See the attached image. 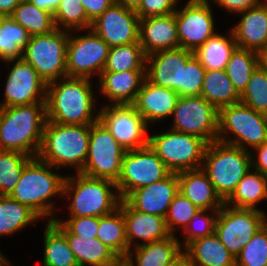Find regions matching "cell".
Segmentation results:
<instances>
[{
  "label": "cell",
  "instance_id": "d6a6232c",
  "mask_svg": "<svg viewBox=\"0 0 267 266\" xmlns=\"http://www.w3.org/2000/svg\"><path fill=\"white\" fill-rule=\"evenodd\" d=\"M200 96L218 110L240 102V94L234 88L225 70H206Z\"/></svg>",
  "mask_w": 267,
  "mask_h": 266
},
{
  "label": "cell",
  "instance_id": "b9f144b4",
  "mask_svg": "<svg viewBox=\"0 0 267 266\" xmlns=\"http://www.w3.org/2000/svg\"><path fill=\"white\" fill-rule=\"evenodd\" d=\"M240 102L267 115V70L259 65L253 71Z\"/></svg>",
  "mask_w": 267,
  "mask_h": 266
},
{
  "label": "cell",
  "instance_id": "f35d334b",
  "mask_svg": "<svg viewBox=\"0 0 267 266\" xmlns=\"http://www.w3.org/2000/svg\"><path fill=\"white\" fill-rule=\"evenodd\" d=\"M258 65V54L255 51L237 47L231 54L225 71L240 95L246 89Z\"/></svg>",
  "mask_w": 267,
  "mask_h": 266
},
{
  "label": "cell",
  "instance_id": "44dd1931",
  "mask_svg": "<svg viewBox=\"0 0 267 266\" xmlns=\"http://www.w3.org/2000/svg\"><path fill=\"white\" fill-rule=\"evenodd\" d=\"M122 212L129 250L133 245L135 248L141 244L164 240L171 236L166 220L162 216L137 211L125 199H122ZM137 239L143 240V243H139Z\"/></svg>",
  "mask_w": 267,
  "mask_h": 266
},
{
  "label": "cell",
  "instance_id": "52a82bcc",
  "mask_svg": "<svg viewBox=\"0 0 267 266\" xmlns=\"http://www.w3.org/2000/svg\"><path fill=\"white\" fill-rule=\"evenodd\" d=\"M230 134L235 138L230 139L227 136ZM217 140L244 150L250 147L252 150L267 142V115L257 112L241 102L221 107L218 117Z\"/></svg>",
  "mask_w": 267,
  "mask_h": 266
},
{
  "label": "cell",
  "instance_id": "9c48e42d",
  "mask_svg": "<svg viewBox=\"0 0 267 266\" xmlns=\"http://www.w3.org/2000/svg\"><path fill=\"white\" fill-rule=\"evenodd\" d=\"M148 137V145L171 172L202 168L208 143L200 137L171 129Z\"/></svg>",
  "mask_w": 267,
  "mask_h": 266
},
{
  "label": "cell",
  "instance_id": "94428289",
  "mask_svg": "<svg viewBox=\"0 0 267 266\" xmlns=\"http://www.w3.org/2000/svg\"><path fill=\"white\" fill-rule=\"evenodd\" d=\"M0 60L6 62L1 53H0Z\"/></svg>",
  "mask_w": 267,
  "mask_h": 266
},
{
  "label": "cell",
  "instance_id": "ee69618b",
  "mask_svg": "<svg viewBox=\"0 0 267 266\" xmlns=\"http://www.w3.org/2000/svg\"><path fill=\"white\" fill-rule=\"evenodd\" d=\"M199 209L180 192L173 198L165 216L166 226L171 235L177 231L176 225L184 231L189 221Z\"/></svg>",
  "mask_w": 267,
  "mask_h": 266
},
{
  "label": "cell",
  "instance_id": "2e32d148",
  "mask_svg": "<svg viewBox=\"0 0 267 266\" xmlns=\"http://www.w3.org/2000/svg\"><path fill=\"white\" fill-rule=\"evenodd\" d=\"M11 63L0 107L46 103L47 84L38 72L23 58L6 61L8 67Z\"/></svg>",
  "mask_w": 267,
  "mask_h": 266
},
{
  "label": "cell",
  "instance_id": "7dc6e473",
  "mask_svg": "<svg viewBox=\"0 0 267 266\" xmlns=\"http://www.w3.org/2000/svg\"><path fill=\"white\" fill-rule=\"evenodd\" d=\"M53 223H62L73 235L86 237L88 239L97 238L99 231V217H69L68 220L56 218Z\"/></svg>",
  "mask_w": 267,
  "mask_h": 266
},
{
  "label": "cell",
  "instance_id": "5b68a950",
  "mask_svg": "<svg viewBox=\"0 0 267 266\" xmlns=\"http://www.w3.org/2000/svg\"><path fill=\"white\" fill-rule=\"evenodd\" d=\"M64 196L66 199L70 197L68 204L70 217H101L117 209L121 201L116 183L82 173L66 176L63 186Z\"/></svg>",
  "mask_w": 267,
  "mask_h": 266
},
{
  "label": "cell",
  "instance_id": "cb8c5ba5",
  "mask_svg": "<svg viewBox=\"0 0 267 266\" xmlns=\"http://www.w3.org/2000/svg\"><path fill=\"white\" fill-rule=\"evenodd\" d=\"M262 1L239 13L242 18L231 29L237 47L258 53L267 45V2Z\"/></svg>",
  "mask_w": 267,
  "mask_h": 266
},
{
  "label": "cell",
  "instance_id": "8d00e7d4",
  "mask_svg": "<svg viewBox=\"0 0 267 266\" xmlns=\"http://www.w3.org/2000/svg\"><path fill=\"white\" fill-rule=\"evenodd\" d=\"M12 18L24 27L31 36L47 34L56 29L53 14L22 0L11 14Z\"/></svg>",
  "mask_w": 267,
  "mask_h": 266
},
{
  "label": "cell",
  "instance_id": "6f0895ef",
  "mask_svg": "<svg viewBox=\"0 0 267 266\" xmlns=\"http://www.w3.org/2000/svg\"><path fill=\"white\" fill-rule=\"evenodd\" d=\"M257 54L259 66L267 70V45Z\"/></svg>",
  "mask_w": 267,
  "mask_h": 266
},
{
  "label": "cell",
  "instance_id": "6da1fadb",
  "mask_svg": "<svg viewBox=\"0 0 267 266\" xmlns=\"http://www.w3.org/2000/svg\"><path fill=\"white\" fill-rule=\"evenodd\" d=\"M60 80V81H59ZM91 79L63 77L47 84V121L91 125L99 120Z\"/></svg>",
  "mask_w": 267,
  "mask_h": 266
},
{
  "label": "cell",
  "instance_id": "db71d44e",
  "mask_svg": "<svg viewBox=\"0 0 267 266\" xmlns=\"http://www.w3.org/2000/svg\"><path fill=\"white\" fill-rule=\"evenodd\" d=\"M22 0H0V16L11 15Z\"/></svg>",
  "mask_w": 267,
  "mask_h": 266
},
{
  "label": "cell",
  "instance_id": "9f6ffc18",
  "mask_svg": "<svg viewBox=\"0 0 267 266\" xmlns=\"http://www.w3.org/2000/svg\"><path fill=\"white\" fill-rule=\"evenodd\" d=\"M167 266H192V265L186 254L183 252L176 260H174Z\"/></svg>",
  "mask_w": 267,
  "mask_h": 266
},
{
  "label": "cell",
  "instance_id": "1f68e13d",
  "mask_svg": "<svg viewBox=\"0 0 267 266\" xmlns=\"http://www.w3.org/2000/svg\"><path fill=\"white\" fill-rule=\"evenodd\" d=\"M97 239L124 260L129 247L126 239L125 220L122 212V199L119 207L113 212L99 217V231Z\"/></svg>",
  "mask_w": 267,
  "mask_h": 266
},
{
  "label": "cell",
  "instance_id": "e575fe53",
  "mask_svg": "<svg viewBox=\"0 0 267 266\" xmlns=\"http://www.w3.org/2000/svg\"><path fill=\"white\" fill-rule=\"evenodd\" d=\"M41 219L27 205L8 196H0V236L12 235Z\"/></svg>",
  "mask_w": 267,
  "mask_h": 266
},
{
  "label": "cell",
  "instance_id": "30bf717a",
  "mask_svg": "<svg viewBox=\"0 0 267 266\" xmlns=\"http://www.w3.org/2000/svg\"><path fill=\"white\" fill-rule=\"evenodd\" d=\"M263 210L223 204L215 221V234L236 258L242 248L267 223Z\"/></svg>",
  "mask_w": 267,
  "mask_h": 266
},
{
  "label": "cell",
  "instance_id": "816d5d0a",
  "mask_svg": "<svg viewBox=\"0 0 267 266\" xmlns=\"http://www.w3.org/2000/svg\"><path fill=\"white\" fill-rule=\"evenodd\" d=\"M252 151L256 152L257 155H253L252 152H250L251 169L257 170L262 175L267 176V142L254 147Z\"/></svg>",
  "mask_w": 267,
  "mask_h": 266
},
{
  "label": "cell",
  "instance_id": "11a10c76",
  "mask_svg": "<svg viewBox=\"0 0 267 266\" xmlns=\"http://www.w3.org/2000/svg\"><path fill=\"white\" fill-rule=\"evenodd\" d=\"M115 2L121 4L125 8L136 10L141 4L142 0H115Z\"/></svg>",
  "mask_w": 267,
  "mask_h": 266
},
{
  "label": "cell",
  "instance_id": "3957f363",
  "mask_svg": "<svg viewBox=\"0 0 267 266\" xmlns=\"http://www.w3.org/2000/svg\"><path fill=\"white\" fill-rule=\"evenodd\" d=\"M53 168L49 163L33 157L25 165L19 182L8 197L27 205L40 218L50 217L48 221L55 220L57 217L53 214L55 207L51 198L57 195L63 198L66 175L53 173Z\"/></svg>",
  "mask_w": 267,
  "mask_h": 266
},
{
  "label": "cell",
  "instance_id": "680465c9",
  "mask_svg": "<svg viewBox=\"0 0 267 266\" xmlns=\"http://www.w3.org/2000/svg\"><path fill=\"white\" fill-rule=\"evenodd\" d=\"M9 264L11 265L10 261L0 251V266H8Z\"/></svg>",
  "mask_w": 267,
  "mask_h": 266
},
{
  "label": "cell",
  "instance_id": "d590c367",
  "mask_svg": "<svg viewBox=\"0 0 267 266\" xmlns=\"http://www.w3.org/2000/svg\"><path fill=\"white\" fill-rule=\"evenodd\" d=\"M30 38L29 32L11 15L0 16V53L5 61L21 59Z\"/></svg>",
  "mask_w": 267,
  "mask_h": 266
},
{
  "label": "cell",
  "instance_id": "74e56055",
  "mask_svg": "<svg viewBox=\"0 0 267 266\" xmlns=\"http://www.w3.org/2000/svg\"><path fill=\"white\" fill-rule=\"evenodd\" d=\"M146 58L139 42L111 47L103 71L146 70Z\"/></svg>",
  "mask_w": 267,
  "mask_h": 266
},
{
  "label": "cell",
  "instance_id": "681fc988",
  "mask_svg": "<svg viewBox=\"0 0 267 266\" xmlns=\"http://www.w3.org/2000/svg\"><path fill=\"white\" fill-rule=\"evenodd\" d=\"M212 2L231 13L239 14L255 7L261 0H212Z\"/></svg>",
  "mask_w": 267,
  "mask_h": 266
},
{
  "label": "cell",
  "instance_id": "60d3db41",
  "mask_svg": "<svg viewBox=\"0 0 267 266\" xmlns=\"http://www.w3.org/2000/svg\"><path fill=\"white\" fill-rule=\"evenodd\" d=\"M53 17L56 28L69 32L90 29L92 25L81 0H61Z\"/></svg>",
  "mask_w": 267,
  "mask_h": 266
},
{
  "label": "cell",
  "instance_id": "f546056e",
  "mask_svg": "<svg viewBox=\"0 0 267 266\" xmlns=\"http://www.w3.org/2000/svg\"><path fill=\"white\" fill-rule=\"evenodd\" d=\"M267 201V176L257 170L249 171L238 182L235 190L224 204L237 208H253L261 201Z\"/></svg>",
  "mask_w": 267,
  "mask_h": 266
},
{
  "label": "cell",
  "instance_id": "8fae6325",
  "mask_svg": "<svg viewBox=\"0 0 267 266\" xmlns=\"http://www.w3.org/2000/svg\"><path fill=\"white\" fill-rule=\"evenodd\" d=\"M125 149L100 121L90 125L88 156L80 173L114 183L121 175Z\"/></svg>",
  "mask_w": 267,
  "mask_h": 266
},
{
  "label": "cell",
  "instance_id": "7402d4cb",
  "mask_svg": "<svg viewBox=\"0 0 267 266\" xmlns=\"http://www.w3.org/2000/svg\"><path fill=\"white\" fill-rule=\"evenodd\" d=\"M139 43L146 56L158 51L179 48L175 13L140 19Z\"/></svg>",
  "mask_w": 267,
  "mask_h": 266
},
{
  "label": "cell",
  "instance_id": "4dcf8cb0",
  "mask_svg": "<svg viewBox=\"0 0 267 266\" xmlns=\"http://www.w3.org/2000/svg\"><path fill=\"white\" fill-rule=\"evenodd\" d=\"M236 48L237 44L232 31L229 32V37L216 32L193 52L206 70H225Z\"/></svg>",
  "mask_w": 267,
  "mask_h": 266
},
{
  "label": "cell",
  "instance_id": "7a4b0ae2",
  "mask_svg": "<svg viewBox=\"0 0 267 266\" xmlns=\"http://www.w3.org/2000/svg\"><path fill=\"white\" fill-rule=\"evenodd\" d=\"M46 121V103L0 107V150L37 157Z\"/></svg>",
  "mask_w": 267,
  "mask_h": 266
},
{
  "label": "cell",
  "instance_id": "f6af8a7d",
  "mask_svg": "<svg viewBox=\"0 0 267 266\" xmlns=\"http://www.w3.org/2000/svg\"><path fill=\"white\" fill-rule=\"evenodd\" d=\"M219 210H212V215L208 214L207 210L199 209L192 219L189 221L188 226L183 231L185 239L180 242L183 248L193 241L194 239L212 235L215 231V221ZM207 213V214H206ZM193 226V227H192Z\"/></svg>",
  "mask_w": 267,
  "mask_h": 266
},
{
  "label": "cell",
  "instance_id": "83f0119b",
  "mask_svg": "<svg viewBox=\"0 0 267 266\" xmlns=\"http://www.w3.org/2000/svg\"><path fill=\"white\" fill-rule=\"evenodd\" d=\"M132 249L134 250L130 249L124 259L129 266H167L183 253V247L176 234Z\"/></svg>",
  "mask_w": 267,
  "mask_h": 266
},
{
  "label": "cell",
  "instance_id": "ba28073f",
  "mask_svg": "<svg viewBox=\"0 0 267 266\" xmlns=\"http://www.w3.org/2000/svg\"><path fill=\"white\" fill-rule=\"evenodd\" d=\"M69 31L59 28L50 33L31 36L22 58L46 84L67 76L66 54Z\"/></svg>",
  "mask_w": 267,
  "mask_h": 266
},
{
  "label": "cell",
  "instance_id": "5bb4252c",
  "mask_svg": "<svg viewBox=\"0 0 267 266\" xmlns=\"http://www.w3.org/2000/svg\"><path fill=\"white\" fill-rule=\"evenodd\" d=\"M70 31L66 54L68 77L92 79L103 72L110 46L91 28L82 36H73Z\"/></svg>",
  "mask_w": 267,
  "mask_h": 266
},
{
  "label": "cell",
  "instance_id": "ffe728a7",
  "mask_svg": "<svg viewBox=\"0 0 267 266\" xmlns=\"http://www.w3.org/2000/svg\"><path fill=\"white\" fill-rule=\"evenodd\" d=\"M179 192L177 173L132 191L125 200L137 211L165 218L173 198Z\"/></svg>",
  "mask_w": 267,
  "mask_h": 266
},
{
  "label": "cell",
  "instance_id": "9a60e30c",
  "mask_svg": "<svg viewBox=\"0 0 267 266\" xmlns=\"http://www.w3.org/2000/svg\"><path fill=\"white\" fill-rule=\"evenodd\" d=\"M99 110V120L126 151L148 146V125L132 104H108Z\"/></svg>",
  "mask_w": 267,
  "mask_h": 266
},
{
  "label": "cell",
  "instance_id": "f1b7e54d",
  "mask_svg": "<svg viewBox=\"0 0 267 266\" xmlns=\"http://www.w3.org/2000/svg\"><path fill=\"white\" fill-rule=\"evenodd\" d=\"M183 252L192 266H236V259L215 234L194 239Z\"/></svg>",
  "mask_w": 267,
  "mask_h": 266
},
{
  "label": "cell",
  "instance_id": "ab89813d",
  "mask_svg": "<svg viewBox=\"0 0 267 266\" xmlns=\"http://www.w3.org/2000/svg\"><path fill=\"white\" fill-rule=\"evenodd\" d=\"M33 157L18 151L0 150V196H8Z\"/></svg>",
  "mask_w": 267,
  "mask_h": 266
},
{
  "label": "cell",
  "instance_id": "8992f818",
  "mask_svg": "<svg viewBox=\"0 0 267 266\" xmlns=\"http://www.w3.org/2000/svg\"><path fill=\"white\" fill-rule=\"evenodd\" d=\"M250 152L218 140L207 145L202 169L223 201L251 168Z\"/></svg>",
  "mask_w": 267,
  "mask_h": 266
},
{
  "label": "cell",
  "instance_id": "ac0fdd59",
  "mask_svg": "<svg viewBox=\"0 0 267 266\" xmlns=\"http://www.w3.org/2000/svg\"><path fill=\"white\" fill-rule=\"evenodd\" d=\"M138 14L114 2L94 22L91 29L109 46L139 42Z\"/></svg>",
  "mask_w": 267,
  "mask_h": 266
},
{
  "label": "cell",
  "instance_id": "bcb514c9",
  "mask_svg": "<svg viewBox=\"0 0 267 266\" xmlns=\"http://www.w3.org/2000/svg\"><path fill=\"white\" fill-rule=\"evenodd\" d=\"M206 69L193 55L182 65V86H180V97L200 96Z\"/></svg>",
  "mask_w": 267,
  "mask_h": 266
},
{
  "label": "cell",
  "instance_id": "d4e9b609",
  "mask_svg": "<svg viewBox=\"0 0 267 266\" xmlns=\"http://www.w3.org/2000/svg\"><path fill=\"white\" fill-rule=\"evenodd\" d=\"M146 78V70L103 71L99 76V90L110 105L133 104Z\"/></svg>",
  "mask_w": 267,
  "mask_h": 266
},
{
  "label": "cell",
  "instance_id": "7bdbcfd3",
  "mask_svg": "<svg viewBox=\"0 0 267 266\" xmlns=\"http://www.w3.org/2000/svg\"><path fill=\"white\" fill-rule=\"evenodd\" d=\"M236 266H267V223L242 248Z\"/></svg>",
  "mask_w": 267,
  "mask_h": 266
},
{
  "label": "cell",
  "instance_id": "7c38bea8",
  "mask_svg": "<svg viewBox=\"0 0 267 266\" xmlns=\"http://www.w3.org/2000/svg\"><path fill=\"white\" fill-rule=\"evenodd\" d=\"M171 171L148 145L125 151L122 170L116 182L121 199H125L135 189L145 187L166 178Z\"/></svg>",
  "mask_w": 267,
  "mask_h": 266
},
{
  "label": "cell",
  "instance_id": "d6986e66",
  "mask_svg": "<svg viewBox=\"0 0 267 266\" xmlns=\"http://www.w3.org/2000/svg\"><path fill=\"white\" fill-rule=\"evenodd\" d=\"M194 55L184 48L152 53L146 58V78L155 85L174 90L180 96L182 65Z\"/></svg>",
  "mask_w": 267,
  "mask_h": 266
},
{
  "label": "cell",
  "instance_id": "f5cc1de1",
  "mask_svg": "<svg viewBox=\"0 0 267 266\" xmlns=\"http://www.w3.org/2000/svg\"><path fill=\"white\" fill-rule=\"evenodd\" d=\"M40 9L46 10L54 14L61 0H28Z\"/></svg>",
  "mask_w": 267,
  "mask_h": 266
},
{
  "label": "cell",
  "instance_id": "91938a15",
  "mask_svg": "<svg viewBox=\"0 0 267 266\" xmlns=\"http://www.w3.org/2000/svg\"><path fill=\"white\" fill-rule=\"evenodd\" d=\"M114 266H129L128 263L125 260H120L116 265Z\"/></svg>",
  "mask_w": 267,
  "mask_h": 266
},
{
  "label": "cell",
  "instance_id": "c3c4849f",
  "mask_svg": "<svg viewBox=\"0 0 267 266\" xmlns=\"http://www.w3.org/2000/svg\"><path fill=\"white\" fill-rule=\"evenodd\" d=\"M178 0H142L135 10L140 19L174 13Z\"/></svg>",
  "mask_w": 267,
  "mask_h": 266
},
{
  "label": "cell",
  "instance_id": "f907efd6",
  "mask_svg": "<svg viewBox=\"0 0 267 266\" xmlns=\"http://www.w3.org/2000/svg\"><path fill=\"white\" fill-rule=\"evenodd\" d=\"M88 19L94 22L115 0H81Z\"/></svg>",
  "mask_w": 267,
  "mask_h": 266
},
{
  "label": "cell",
  "instance_id": "4fadbf2b",
  "mask_svg": "<svg viewBox=\"0 0 267 266\" xmlns=\"http://www.w3.org/2000/svg\"><path fill=\"white\" fill-rule=\"evenodd\" d=\"M171 117V130L198 136L208 144L217 140L219 110L202 96L179 97Z\"/></svg>",
  "mask_w": 267,
  "mask_h": 266
},
{
  "label": "cell",
  "instance_id": "e0dca14e",
  "mask_svg": "<svg viewBox=\"0 0 267 266\" xmlns=\"http://www.w3.org/2000/svg\"><path fill=\"white\" fill-rule=\"evenodd\" d=\"M209 1L189 0L183 9L174 12L180 48L195 51L216 33Z\"/></svg>",
  "mask_w": 267,
  "mask_h": 266
},
{
  "label": "cell",
  "instance_id": "4316f807",
  "mask_svg": "<svg viewBox=\"0 0 267 266\" xmlns=\"http://www.w3.org/2000/svg\"><path fill=\"white\" fill-rule=\"evenodd\" d=\"M65 235L79 266H114L121 259L97 238L73 235L62 223H54Z\"/></svg>",
  "mask_w": 267,
  "mask_h": 266
},
{
  "label": "cell",
  "instance_id": "603a6c76",
  "mask_svg": "<svg viewBox=\"0 0 267 266\" xmlns=\"http://www.w3.org/2000/svg\"><path fill=\"white\" fill-rule=\"evenodd\" d=\"M179 97L174 90L155 85L145 78L132 105L147 125H153L172 115Z\"/></svg>",
  "mask_w": 267,
  "mask_h": 266
},
{
  "label": "cell",
  "instance_id": "484cf974",
  "mask_svg": "<svg viewBox=\"0 0 267 266\" xmlns=\"http://www.w3.org/2000/svg\"><path fill=\"white\" fill-rule=\"evenodd\" d=\"M177 175L179 192L198 209L212 211L223 206L224 201L215 192L212 182L202 168L182 171Z\"/></svg>",
  "mask_w": 267,
  "mask_h": 266
},
{
  "label": "cell",
  "instance_id": "836d02e7",
  "mask_svg": "<svg viewBox=\"0 0 267 266\" xmlns=\"http://www.w3.org/2000/svg\"><path fill=\"white\" fill-rule=\"evenodd\" d=\"M43 236L44 266H79L66 235L52 221L47 222Z\"/></svg>",
  "mask_w": 267,
  "mask_h": 266
},
{
  "label": "cell",
  "instance_id": "277c9868",
  "mask_svg": "<svg viewBox=\"0 0 267 266\" xmlns=\"http://www.w3.org/2000/svg\"><path fill=\"white\" fill-rule=\"evenodd\" d=\"M90 125L61 124L46 121L37 157L55 167L83 169L88 156Z\"/></svg>",
  "mask_w": 267,
  "mask_h": 266
}]
</instances>
